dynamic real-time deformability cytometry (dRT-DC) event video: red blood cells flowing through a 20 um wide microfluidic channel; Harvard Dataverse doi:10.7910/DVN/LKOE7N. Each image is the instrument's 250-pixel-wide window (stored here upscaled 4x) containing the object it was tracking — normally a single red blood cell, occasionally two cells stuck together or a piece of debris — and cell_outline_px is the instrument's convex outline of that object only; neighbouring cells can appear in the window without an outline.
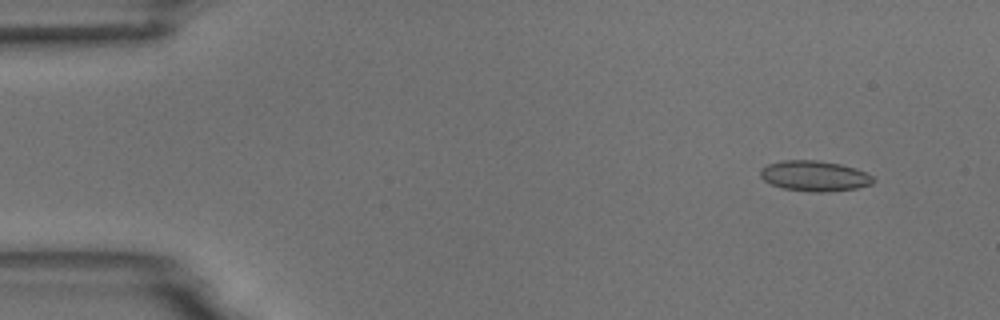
{"species": "common noctule bat (a hibernating species)", "species_latin": "Nyctalus noctula", "temperature_condition": "room temperature", "stored_images_in_passage": 5, "camera_frame_rate_fps": 3000, "um_per_image_px": 0.085, "animal": {"sex": "male", "body_mass_g": 18.8}, "frame": {"image": 1, "passage_image": 2, "time_ms": 1.333, "image_size_px": [1000, 320], "cell_outline_px": [[872, 184], [856, 188], [828, 192], [812, 192], [784, 188], [772, 184], [764, 180], [760, 176], [760, 168], [768, 164], [784, 160], [816, 160], [840, 164], [856, 168], [872, 176]], "centroid_in_image_um": [69.21, 14.95], "position_along_channel_um": 15.8, "area_um2": 19.88}}